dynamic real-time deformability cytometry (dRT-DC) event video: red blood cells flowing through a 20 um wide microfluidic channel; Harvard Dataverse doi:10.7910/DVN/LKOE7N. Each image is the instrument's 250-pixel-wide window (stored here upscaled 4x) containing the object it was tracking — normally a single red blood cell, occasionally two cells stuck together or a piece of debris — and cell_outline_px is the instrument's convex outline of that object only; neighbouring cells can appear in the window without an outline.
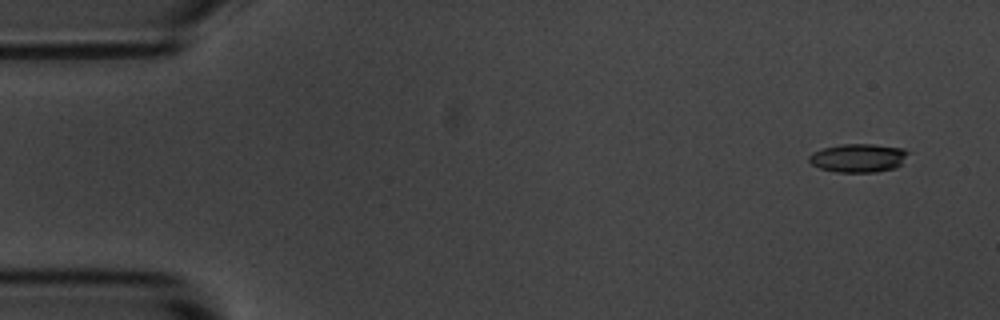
{"species": "common noctule bat (a hibernating species)", "species_latin": "Nyctalus noctula", "temperature_condition": "room temperature", "stored_images_in_passage": 4, "camera_frame_rate_fps": 3000, "um_per_image_px": 0.085, "animal": {"sex": "male", "body_mass_g": 20.1, "forearm_length_mm": 53.5}, "frame": {"image": 1, "passage_image": 1, "time_ms": 0.0, "image_size_px": [1000, 320], "cell_outline_px": [[912, 152], [896, 168], [876, 172], [836, 172], [820, 168], [812, 164], [808, 160], [808, 156], [812, 152], [824, 148], [840, 144], [872, 144], [904, 148]], "centroid_in_image_um": [72.99, 13.42], "position_along_channel_um": 12.0, "area_um2": 16.65}}
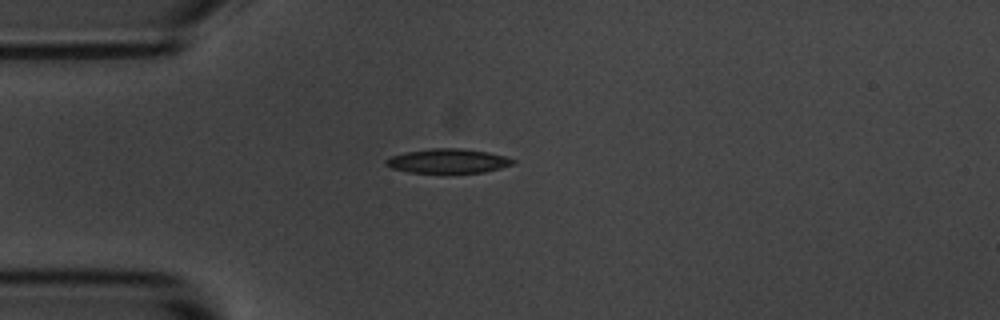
{"frame": {"image": 2, "passage_image": 4, "time_ms": 3.667, "image_size_px": [1000, 320], "cell_outline_px": [[516, 160], [512, 164], [500, 168], [484, 172], [444, 176], [408, 172], [392, 168], [384, 164], [384, 160], [392, 156], [408, 152], [432, 148], [460, 148], [488, 152], [504, 156]], "centroid_in_image_um": [38.06, 13.74], "position_along_channel_um": 46.9, "area_um2": 18.79}}